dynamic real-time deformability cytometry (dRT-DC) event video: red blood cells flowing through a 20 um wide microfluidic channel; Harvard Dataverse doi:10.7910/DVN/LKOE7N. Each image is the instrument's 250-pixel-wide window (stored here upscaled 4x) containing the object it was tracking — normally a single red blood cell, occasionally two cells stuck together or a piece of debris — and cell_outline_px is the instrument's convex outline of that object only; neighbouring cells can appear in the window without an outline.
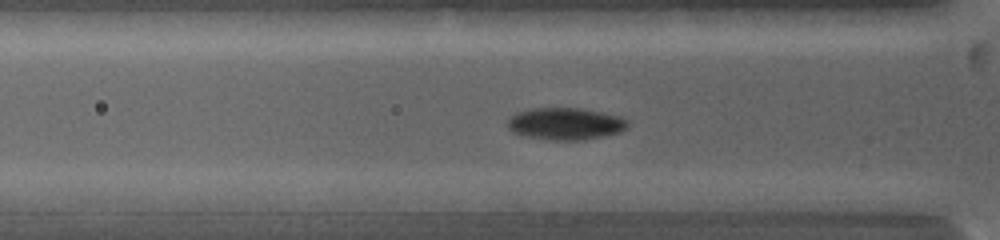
{"species": "common noctule bat (a hibernating species)", "species_latin": "Nyctalus noctula", "temperature_condition": "warm", "stored_images_in_passage": 17, "camera_frame_rate_fps": 5000, "um_per_image_px": 0.085, "animal": {"sex": "female", "body_mass_g": 19.0, "forearm_length_mm": 53.3}, "frame": {"image": 1, "passage_image": 10, "time_ms": 3.0, "image_size_px": [1000, 240], "cell_outline_px": [[628, 128], [620, 132], [604, 136], [584, 140], [544, 140], [512, 132], [508, 128], [508, 120], [516, 112], [528, 108], [580, 108], [620, 116], [628, 120]], "centroid_in_image_um": [48.07, 10.52], "position_along_channel_um": 77.7, "area_um2": 22.6}}
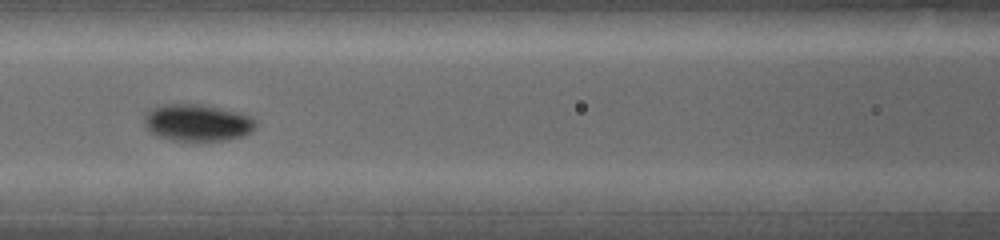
{"frame": {"image": 2, "passage_image": 14, "time_ms": 4.8, "image_size_px": [1000, 240], "cell_outline_px": [[256, 128], [252, 132], [244, 136], [228, 140], [176, 140], [156, 136], [144, 124], [144, 116], [152, 108], [160, 104], [200, 104], [240, 112], [252, 116], [256, 120]], "centroid_in_image_um": [16.83, 10.42], "position_along_channel_um": 149.8, "area_um2": 24.1}}
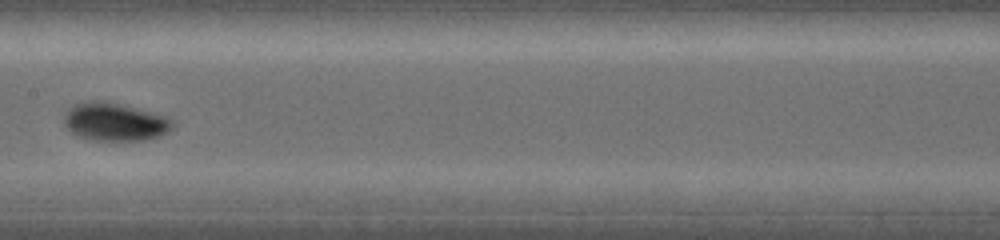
{"frame": {"image": 3, "passage_image": 16, "time_ms": 6.0, "image_size_px": [1000, 240], "cell_outline_px": [[176, 124], [172, 128], [160, 136], [144, 140], [88, 140], [76, 136], [64, 124], [64, 112], [72, 104], [84, 100], [96, 100], [120, 104], [164, 116], [172, 120]], "centroid_in_image_um": [9.69, 10.35], "position_along_channel_um": 197.7, "area_um2": 24.16}}